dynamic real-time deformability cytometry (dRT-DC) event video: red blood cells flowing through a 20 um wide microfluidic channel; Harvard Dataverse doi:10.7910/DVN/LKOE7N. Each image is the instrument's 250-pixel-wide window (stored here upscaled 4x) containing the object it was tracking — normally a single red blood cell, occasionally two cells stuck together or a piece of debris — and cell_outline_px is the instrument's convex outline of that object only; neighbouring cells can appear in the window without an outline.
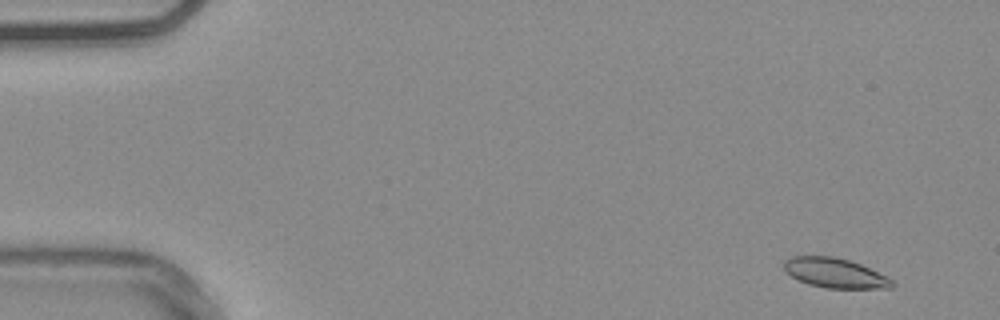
{"species": "common noctule bat (a hibernating species)", "species_latin": "Nyctalus noctula", "temperature_condition": "warm", "stored_images_in_passage": 54, "camera_frame_rate_fps": 3000, "um_per_image_px": 0.085, "animal": {"sex": "male", "body_mass_g": 20.4}, "frame": {"image": 1, "passage_image": 3, "time_ms": 0.667, "image_size_px": [1000, 320], "cell_outline_px": [[896, 284], [892, 288], [828, 288], [808, 284], [784, 272], [784, 260], [792, 256], [832, 256], [848, 260], [860, 264], [892, 280]], "centroid_in_image_um": [70.94, 23.2], "position_along_channel_um": 14.1, "area_um2": 18.5}}
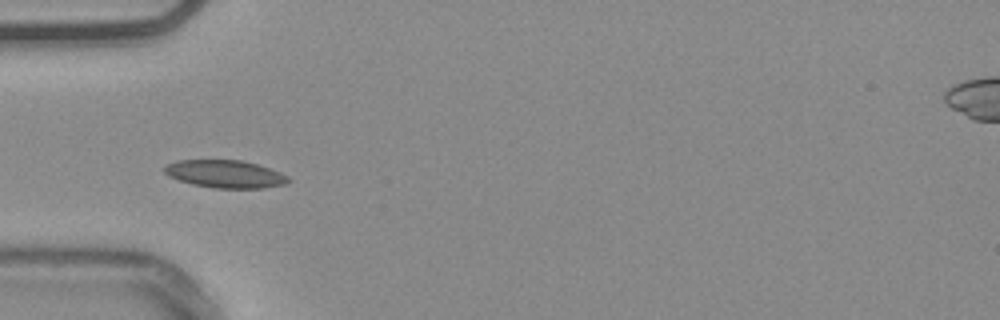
{"frame": {"image": 2, "passage_image": 17, "time_ms": 5.333, "image_size_px": [1000, 320], "cell_outline_px": [[292, 180], [284, 184], [264, 188], [212, 188], [192, 184], [168, 176], [164, 172], [164, 168], [168, 164], [176, 160], [240, 160], [256, 164], [280, 172], [288, 176]], "centroid_in_image_um": [19.14, 14.79], "position_along_channel_um": 65.9, "area_um2": 19.94}}
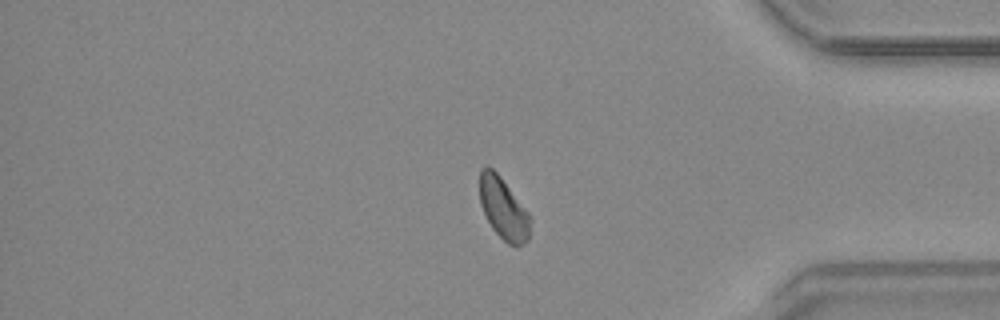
{"frame": {"image": 3, "passage_image": 45, "time_ms": 14.667, "image_size_px": [1000, 320], "cell_outline_px": [[532, 220], [528, 240], [524, 244], [516, 248], [508, 244], [492, 228], [480, 204], [480, 168], [488, 164], [500, 176], [528, 212]], "centroid_in_image_um": [42.81, 17.74], "position_along_channel_um": 392.4, "area_um2": 18.26}, "authors_computed_cell_mechanics": {"area_um2": 18.785, "velocity_mm_per_s": 3.7329, "shape_relaxation_time_tau1_ms": 7.6804, "shape_relaxation_time_tau2_ms": null, "deformation_change_tau1": 0.1052, "deformation_change_tau2": null}}